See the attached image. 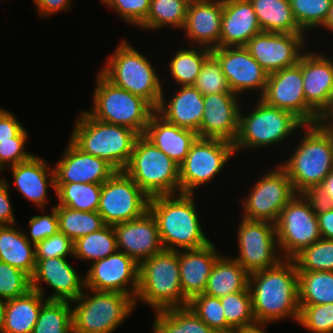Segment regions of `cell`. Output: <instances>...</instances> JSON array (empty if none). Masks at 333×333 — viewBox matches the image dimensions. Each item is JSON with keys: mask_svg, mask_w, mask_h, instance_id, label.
<instances>
[{"mask_svg": "<svg viewBox=\"0 0 333 333\" xmlns=\"http://www.w3.org/2000/svg\"><path fill=\"white\" fill-rule=\"evenodd\" d=\"M50 211V214L34 215L30 218L28 223L30 237L26 233L25 236L32 244L36 245L59 231L58 216L54 205Z\"/></svg>", "mask_w": 333, "mask_h": 333, "instance_id": "obj_53", "label": "cell"}, {"mask_svg": "<svg viewBox=\"0 0 333 333\" xmlns=\"http://www.w3.org/2000/svg\"><path fill=\"white\" fill-rule=\"evenodd\" d=\"M221 255L213 242L201 248L178 251L180 284L188 301L204 293L212 268Z\"/></svg>", "mask_w": 333, "mask_h": 333, "instance_id": "obj_27", "label": "cell"}, {"mask_svg": "<svg viewBox=\"0 0 333 333\" xmlns=\"http://www.w3.org/2000/svg\"><path fill=\"white\" fill-rule=\"evenodd\" d=\"M301 194L308 201L316 215L333 209V200L324 192L321 185L310 186Z\"/></svg>", "mask_w": 333, "mask_h": 333, "instance_id": "obj_54", "label": "cell"}, {"mask_svg": "<svg viewBox=\"0 0 333 333\" xmlns=\"http://www.w3.org/2000/svg\"><path fill=\"white\" fill-rule=\"evenodd\" d=\"M31 278L23 271L0 261V297L6 300L26 294Z\"/></svg>", "mask_w": 333, "mask_h": 333, "instance_id": "obj_49", "label": "cell"}, {"mask_svg": "<svg viewBox=\"0 0 333 333\" xmlns=\"http://www.w3.org/2000/svg\"><path fill=\"white\" fill-rule=\"evenodd\" d=\"M195 197L177 193L149 198L148 210L156 219L164 250L197 249L211 242L203 232Z\"/></svg>", "mask_w": 333, "mask_h": 333, "instance_id": "obj_2", "label": "cell"}, {"mask_svg": "<svg viewBox=\"0 0 333 333\" xmlns=\"http://www.w3.org/2000/svg\"><path fill=\"white\" fill-rule=\"evenodd\" d=\"M211 54L220 63L233 93L242 96L243 92L258 90L259 97L263 94L269 74L244 46L217 47Z\"/></svg>", "mask_w": 333, "mask_h": 333, "instance_id": "obj_19", "label": "cell"}, {"mask_svg": "<svg viewBox=\"0 0 333 333\" xmlns=\"http://www.w3.org/2000/svg\"><path fill=\"white\" fill-rule=\"evenodd\" d=\"M58 206L79 211H98L102 184L69 183L55 184Z\"/></svg>", "mask_w": 333, "mask_h": 333, "instance_id": "obj_41", "label": "cell"}, {"mask_svg": "<svg viewBox=\"0 0 333 333\" xmlns=\"http://www.w3.org/2000/svg\"><path fill=\"white\" fill-rule=\"evenodd\" d=\"M226 322L235 330L257 326L252 311V295L249 286L244 291L220 298Z\"/></svg>", "mask_w": 333, "mask_h": 333, "instance_id": "obj_43", "label": "cell"}, {"mask_svg": "<svg viewBox=\"0 0 333 333\" xmlns=\"http://www.w3.org/2000/svg\"><path fill=\"white\" fill-rule=\"evenodd\" d=\"M321 187L324 189V192L328 194L333 200V169L325 177L324 181L321 183Z\"/></svg>", "mask_w": 333, "mask_h": 333, "instance_id": "obj_60", "label": "cell"}, {"mask_svg": "<svg viewBox=\"0 0 333 333\" xmlns=\"http://www.w3.org/2000/svg\"><path fill=\"white\" fill-rule=\"evenodd\" d=\"M249 286V273L234 259L224 254L215 262L204 294L224 297Z\"/></svg>", "mask_w": 333, "mask_h": 333, "instance_id": "obj_32", "label": "cell"}, {"mask_svg": "<svg viewBox=\"0 0 333 333\" xmlns=\"http://www.w3.org/2000/svg\"><path fill=\"white\" fill-rule=\"evenodd\" d=\"M164 90L156 112L167 122L192 130L199 137V127L204 112V96L194 86H179L167 102Z\"/></svg>", "mask_w": 333, "mask_h": 333, "instance_id": "obj_29", "label": "cell"}, {"mask_svg": "<svg viewBox=\"0 0 333 333\" xmlns=\"http://www.w3.org/2000/svg\"><path fill=\"white\" fill-rule=\"evenodd\" d=\"M320 127H322L328 133L333 145V126H320Z\"/></svg>", "mask_w": 333, "mask_h": 333, "instance_id": "obj_64", "label": "cell"}, {"mask_svg": "<svg viewBox=\"0 0 333 333\" xmlns=\"http://www.w3.org/2000/svg\"><path fill=\"white\" fill-rule=\"evenodd\" d=\"M305 52L298 65L302 69L306 103L319 115L333 91V60L322 52Z\"/></svg>", "mask_w": 333, "mask_h": 333, "instance_id": "obj_25", "label": "cell"}, {"mask_svg": "<svg viewBox=\"0 0 333 333\" xmlns=\"http://www.w3.org/2000/svg\"><path fill=\"white\" fill-rule=\"evenodd\" d=\"M305 42H307L305 33L261 31L253 36L244 47L270 74L297 65L304 53L302 52L304 46L307 45Z\"/></svg>", "mask_w": 333, "mask_h": 333, "instance_id": "obj_16", "label": "cell"}, {"mask_svg": "<svg viewBox=\"0 0 333 333\" xmlns=\"http://www.w3.org/2000/svg\"><path fill=\"white\" fill-rule=\"evenodd\" d=\"M72 130L69 140L78 149L106 161L116 171L124 170L140 136L130 128L98 121L86 110L78 115Z\"/></svg>", "mask_w": 333, "mask_h": 333, "instance_id": "obj_3", "label": "cell"}, {"mask_svg": "<svg viewBox=\"0 0 333 333\" xmlns=\"http://www.w3.org/2000/svg\"><path fill=\"white\" fill-rule=\"evenodd\" d=\"M43 159L33 155L29 160L11 166L15 188L22 196L34 203L43 212L46 208L48 188H55L54 169Z\"/></svg>", "mask_w": 333, "mask_h": 333, "instance_id": "obj_26", "label": "cell"}, {"mask_svg": "<svg viewBox=\"0 0 333 333\" xmlns=\"http://www.w3.org/2000/svg\"><path fill=\"white\" fill-rule=\"evenodd\" d=\"M275 230L284 259H292L321 239L317 215L302 194H296L280 211Z\"/></svg>", "mask_w": 333, "mask_h": 333, "instance_id": "obj_12", "label": "cell"}, {"mask_svg": "<svg viewBox=\"0 0 333 333\" xmlns=\"http://www.w3.org/2000/svg\"><path fill=\"white\" fill-rule=\"evenodd\" d=\"M93 91V108L86 112L98 121L120 125L143 135L156 109L144 98L117 87L100 72Z\"/></svg>", "mask_w": 333, "mask_h": 333, "instance_id": "obj_7", "label": "cell"}, {"mask_svg": "<svg viewBox=\"0 0 333 333\" xmlns=\"http://www.w3.org/2000/svg\"><path fill=\"white\" fill-rule=\"evenodd\" d=\"M152 333H218L188 306L155 311Z\"/></svg>", "mask_w": 333, "mask_h": 333, "instance_id": "obj_35", "label": "cell"}, {"mask_svg": "<svg viewBox=\"0 0 333 333\" xmlns=\"http://www.w3.org/2000/svg\"><path fill=\"white\" fill-rule=\"evenodd\" d=\"M233 155V143L198 137L179 166L180 193L194 194L197 187L212 182Z\"/></svg>", "mask_w": 333, "mask_h": 333, "instance_id": "obj_11", "label": "cell"}, {"mask_svg": "<svg viewBox=\"0 0 333 333\" xmlns=\"http://www.w3.org/2000/svg\"><path fill=\"white\" fill-rule=\"evenodd\" d=\"M54 207L58 216L59 232L64 233L73 242L106 225L97 211H79L57 204Z\"/></svg>", "mask_w": 333, "mask_h": 333, "instance_id": "obj_40", "label": "cell"}, {"mask_svg": "<svg viewBox=\"0 0 333 333\" xmlns=\"http://www.w3.org/2000/svg\"><path fill=\"white\" fill-rule=\"evenodd\" d=\"M118 251L115 230L112 225L77 239L73 244V257L81 261H94Z\"/></svg>", "mask_w": 333, "mask_h": 333, "instance_id": "obj_37", "label": "cell"}, {"mask_svg": "<svg viewBox=\"0 0 333 333\" xmlns=\"http://www.w3.org/2000/svg\"><path fill=\"white\" fill-rule=\"evenodd\" d=\"M222 13L223 0H190L182 30L192 46L220 47Z\"/></svg>", "mask_w": 333, "mask_h": 333, "instance_id": "obj_24", "label": "cell"}, {"mask_svg": "<svg viewBox=\"0 0 333 333\" xmlns=\"http://www.w3.org/2000/svg\"><path fill=\"white\" fill-rule=\"evenodd\" d=\"M323 27L325 29L327 28L328 31L330 30L331 32H333V1L331 3V7L329 9V13Z\"/></svg>", "mask_w": 333, "mask_h": 333, "instance_id": "obj_63", "label": "cell"}, {"mask_svg": "<svg viewBox=\"0 0 333 333\" xmlns=\"http://www.w3.org/2000/svg\"><path fill=\"white\" fill-rule=\"evenodd\" d=\"M267 328V325H257L251 328L237 330L233 333H267L264 329Z\"/></svg>", "mask_w": 333, "mask_h": 333, "instance_id": "obj_62", "label": "cell"}, {"mask_svg": "<svg viewBox=\"0 0 333 333\" xmlns=\"http://www.w3.org/2000/svg\"><path fill=\"white\" fill-rule=\"evenodd\" d=\"M238 226V256L233 257L249 274L277 265L280 253L275 224L241 219Z\"/></svg>", "mask_w": 333, "mask_h": 333, "instance_id": "obj_15", "label": "cell"}, {"mask_svg": "<svg viewBox=\"0 0 333 333\" xmlns=\"http://www.w3.org/2000/svg\"><path fill=\"white\" fill-rule=\"evenodd\" d=\"M203 96L220 93H233L222 72L218 60L211 54L203 63L194 85Z\"/></svg>", "mask_w": 333, "mask_h": 333, "instance_id": "obj_47", "label": "cell"}, {"mask_svg": "<svg viewBox=\"0 0 333 333\" xmlns=\"http://www.w3.org/2000/svg\"><path fill=\"white\" fill-rule=\"evenodd\" d=\"M302 128V141L288 160L280 164L296 194L321 185L333 169V145L328 133L316 123L304 124Z\"/></svg>", "mask_w": 333, "mask_h": 333, "instance_id": "obj_5", "label": "cell"}, {"mask_svg": "<svg viewBox=\"0 0 333 333\" xmlns=\"http://www.w3.org/2000/svg\"><path fill=\"white\" fill-rule=\"evenodd\" d=\"M7 300L0 297V333H2L5 324V310Z\"/></svg>", "mask_w": 333, "mask_h": 333, "instance_id": "obj_61", "label": "cell"}, {"mask_svg": "<svg viewBox=\"0 0 333 333\" xmlns=\"http://www.w3.org/2000/svg\"><path fill=\"white\" fill-rule=\"evenodd\" d=\"M107 1H108V0H101V2L104 3V4H105Z\"/></svg>", "mask_w": 333, "mask_h": 333, "instance_id": "obj_65", "label": "cell"}, {"mask_svg": "<svg viewBox=\"0 0 333 333\" xmlns=\"http://www.w3.org/2000/svg\"><path fill=\"white\" fill-rule=\"evenodd\" d=\"M316 124L319 126H333V91L327 106L318 115Z\"/></svg>", "mask_w": 333, "mask_h": 333, "instance_id": "obj_59", "label": "cell"}, {"mask_svg": "<svg viewBox=\"0 0 333 333\" xmlns=\"http://www.w3.org/2000/svg\"><path fill=\"white\" fill-rule=\"evenodd\" d=\"M73 244L69 237L58 231L35 245V259L73 256Z\"/></svg>", "mask_w": 333, "mask_h": 333, "instance_id": "obj_52", "label": "cell"}, {"mask_svg": "<svg viewBox=\"0 0 333 333\" xmlns=\"http://www.w3.org/2000/svg\"><path fill=\"white\" fill-rule=\"evenodd\" d=\"M104 5L116 11L129 25L138 27L148 15L150 0H108Z\"/></svg>", "mask_w": 333, "mask_h": 333, "instance_id": "obj_51", "label": "cell"}, {"mask_svg": "<svg viewBox=\"0 0 333 333\" xmlns=\"http://www.w3.org/2000/svg\"><path fill=\"white\" fill-rule=\"evenodd\" d=\"M113 228L118 251L124 252L138 264L164 250L156 219L149 210L137 219L117 223Z\"/></svg>", "mask_w": 333, "mask_h": 333, "instance_id": "obj_22", "label": "cell"}, {"mask_svg": "<svg viewBox=\"0 0 333 333\" xmlns=\"http://www.w3.org/2000/svg\"><path fill=\"white\" fill-rule=\"evenodd\" d=\"M252 311L257 325L291 319L298 322V271L292 259L249 274Z\"/></svg>", "mask_w": 333, "mask_h": 333, "instance_id": "obj_1", "label": "cell"}, {"mask_svg": "<svg viewBox=\"0 0 333 333\" xmlns=\"http://www.w3.org/2000/svg\"><path fill=\"white\" fill-rule=\"evenodd\" d=\"M92 293L89 295L85 290ZM73 330L77 333H112L135 309L134 299L126 294L85 288L71 301Z\"/></svg>", "mask_w": 333, "mask_h": 333, "instance_id": "obj_10", "label": "cell"}, {"mask_svg": "<svg viewBox=\"0 0 333 333\" xmlns=\"http://www.w3.org/2000/svg\"><path fill=\"white\" fill-rule=\"evenodd\" d=\"M134 301L135 306L145 302L154 311L187 306L180 284L178 251L163 250L139 263Z\"/></svg>", "mask_w": 333, "mask_h": 333, "instance_id": "obj_4", "label": "cell"}, {"mask_svg": "<svg viewBox=\"0 0 333 333\" xmlns=\"http://www.w3.org/2000/svg\"><path fill=\"white\" fill-rule=\"evenodd\" d=\"M299 307L297 324L313 333H333V303Z\"/></svg>", "mask_w": 333, "mask_h": 333, "instance_id": "obj_48", "label": "cell"}, {"mask_svg": "<svg viewBox=\"0 0 333 333\" xmlns=\"http://www.w3.org/2000/svg\"><path fill=\"white\" fill-rule=\"evenodd\" d=\"M319 231L322 239L333 240V209L317 214Z\"/></svg>", "mask_w": 333, "mask_h": 333, "instance_id": "obj_58", "label": "cell"}, {"mask_svg": "<svg viewBox=\"0 0 333 333\" xmlns=\"http://www.w3.org/2000/svg\"><path fill=\"white\" fill-rule=\"evenodd\" d=\"M239 98L235 93L205 95L199 138L221 139L234 143L239 130Z\"/></svg>", "mask_w": 333, "mask_h": 333, "instance_id": "obj_21", "label": "cell"}, {"mask_svg": "<svg viewBox=\"0 0 333 333\" xmlns=\"http://www.w3.org/2000/svg\"><path fill=\"white\" fill-rule=\"evenodd\" d=\"M259 98L271 106L292 112L304 124L316 123L318 114L306 103L302 69L298 64L270 73Z\"/></svg>", "mask_w": 333, "mask_h": 333, "instance_id": "obj_17", "label": "cell"}, {"mask_svg": "<svg viewBox=\"0 0 333 333\" xmlns=\"http://www.w3.org/2000/svg\"><path fill=\"white\" fill-rule=\"evenodd\" d=\"M29 135L24 128L15 138L0 141V168L1 170L29 160L33 154L25 151Z\"/></svg>", "mask_w": 333, "mask_h": 333, "instance_id": "obj_50", "label": "cell"}, {"mask_svg": "<svg viewBox=\"0 0 333 333\" xmlns=\"http://www.w3.org/2000/svg\"><path fill=\"white\" fill-rule=\"evenodd\" d=\"M72 331L71 303L47 300L41 307L32 333H71Z\"/></svg>", "mask_w": 333, "mask_h": 333, "instance_id": "obj_42", "label": "cell"}, {"mask_svg": "<svg viewBox=\"0 0 333 333\" xmlns=\"http://www.w3.org/2000/svg\"><path fill=\"white\" fill-rule=\"evenodd\" d=\"M16 225L0 226V261L7 263L32 277L35 267V245Z\"/></svg>", "mask_w": 333, "mask_h": 333, "instance_id": "obj_31", "label": "cell"}, {"mask_svg": "<svg viewBox=\"0 0 333 333\" xmlns=\"http://www.w3.org/2000/svg\"><path fill=\"white\" fill-rule=\"evenodd\" d=\"M299 305L333 303V271H298Z\"/></svg>", "mask_w": 333, "mask_h": 333, "instance_id": "obj_36", "label": "cell"}, {"mask_svg": "<svg viewBox=\"0 0 333 333\" xmlns=\"http://www.w3.org/2000/svg\"><path fill=\"white\" fill-rule=\"evenodd\" d=\"M190 0H150L146 19L138 26L145 30L163 27L183 29Z\"/></svg>", "mask_w": 333, "mask_h": 333, "instance_id": "obj_38", "label": "cell"}, {"mask_svg": "<svg viewBox=\"0 0 333 333\" xmlns=\"http://www.w3.org/2000/svg\"><path fill=\"white\" fill-rule=\"evenodd\" d=\"M297 271H333V240L319 239L293 258Z\"/></svg>", "mask_w": 333, "mask_h": 333, "instance_id": "obj_44", "label": "cell"}, {"mask_svg": "<svg viewBox=\"0 0 333 333\" xmlns=\"http://www.w3.org/2000/svg\"><path fill=\"white\" fill-rule=\"evenodd\" d=\"M253 111L239 112V130L233 143L235 154L241 149H261L283 142L304 123L292 112L271 106L257 97Z\"/></svg>", "mask_w": 333, "mask_h": 333, "instance_id": "obj_8", "label": "cell"}, {"mask_svg": "<svg viewBox=\"0 0 333 333\" xmlns=\"http://www.w3.org/2000/svg\"><path fill=\"white\" fill-rule=\"evenodd\" d=\"M187 306L211 329L218 333H233L235 330L226 322L220 298L206 294L192 297Z\"/></svg>", "mask_w": 333, "mask_h": 333, "instance_id": "obj_45", "label": "cell"}, {"mask_svg": "<svg viewBox=\"0 0 333 333\" xmlns=\"http://www.w3.org/2000/svg\"><path fill=\"white\" fill-rule=\"evenodd\" d=\"M190 47L191 49H179L169 61L171 78L178 86H193L203 63L211 55L209 48L192 45Z\"/></svg>", "mask_w": 333, "mask_h": 333, "instance_id": "obj_39", "label": "cell"}, {"mask_svg": "<svg viewBox=\"0 0 333 333\" xmlns=\"http://www.w3.org/2000/svg\"><path fill=\"white\" fill-rule=\"evenodd\" d=\"M60 160L53 167L55 184H102L116 170L106 161L82 152L70 140Z\"/></svg>", "mask_w": 333, "mask_h": 333, "instance_id": "obj_23", "label": "cell"}, {"mask_svg": "<svg viewBox=\"0 0 333 333\" xmlns=\"http://www.w3.org/2000/svg\"><path fill=\"white\" fill-rule=\"evenodd\" d=\"M99 72L115 86L144 98L155 109L158 108L164 86L161 77H158L152 62L130 42L123 39Z\"/></svg>", "mask_w": 333, "mask_h": 333, "instance_id": "obj_6", "label": "cell"}, {"mask_svg": "<svg viewBox=\"0 0 333 333\" xmlns=\"http://www.w3.org/2000/svg\"><path fill=\"white\" fill-rule=\"evenodd\" d=\"M333 0H289L295 21L306 31L323 26Z\"/></svg>", "mask_w": 333, "mask_h": 333, "instance_id": "obj_46", "label": "cell"}, {"mask_svg": "<svg viewBox=\"0 0 333 333\" xmlns=\"http://www.w3.org/2000/svg\"><path fill=\"white\" fill-rule=\"evenodd\" d=\"M9 188L8 180L4 176L0 178V226L17 224L9 196Z\"/></svg>", "mask_w": 333, "mask_h": 333, "instance_id": "obj_55", "label": "cell"}, {"mask_svg": "<svg viewBox=\"0 0 333 333\" xmlns=\"http://www.w3.org/2000/svg\"><path fill=\"white\" fill-rule=\"evenodd\" d=\"M149 197L124 172L116 171L102 183L98 213L106 225L141 217L148 211Z\"/></svg>", "mask_w": 333, "mask_h": 333, "instance_id": "obj_14", "label": "cell"}, {"mask_svg": "<svg viewBox=\"0 0 333 333\" xmlns=\"http://www.w3.org/2000/svg\"><path fill=\"white\" fill-rule=\"evenodd\" d=\"M273 168L258 178L242 201V218L275 224L280 211L296 195L286 171L280 165Z\"/></svg>", "mask_w": 333, "mask_h": 333, "instance_id": "obj_13", "label": "cell"}, {"mask_svg": "<svg viewBox=\"0 0 333 333\" xmlns=\"http://www.w3.org/2000/svg\"><path fill=\"white\" fill-rule=\"evenodd\" d=\"M123 171L149 198L180 193L179 166L143 135Z\"/></svg>", "mask_w": 333, "mask_h": 333, "instance_id": "obj_9", "label": "cell"}, {"mask_svg": "<svg viewBox=\"0 0 333 333\" xmlns=\"http://www.w3.org/2000/svg\"><path fill=\"white\" fill-rule=\"evenodd\" d=\"M262 31L304 33L294 19L289 0H249Z\"/></svg>", "mask_w": 333, "mask_h": 333, "instance_id": "obj_34", "label": "cell"}, {"mask_svg": "<svg viewBox=\"0 0 333 333\" xmlns=\"http://www.w3.org/2000/svg\"><path fill=\"white\" fill-rule=\"evenodd\" d=\"M91 264L84 276L85 288L119 292L135 299L138 291L139 264L133 258L117 251Z\"/></svg>", "mask_w": 333, "mask_h": 333, "instance_id": "obj_18", "label": "cell"}, {"mask_svg": "<svg viewBox=\"0 0 333 333\" xmlns=\"http://www.w3.org/2000/svg\"><path fill=\"white\" fill-rule=\"evenodd\" d=\"M24 128L11 111L0 108V141L15 138Z\"/></svg>", "mask_w": 333, "mask_h": 333, "instance_id": "obj_56", "label": "cell"}, {"mask_svg": "<svg viewBox=\"0 0 333 333\" xmlns=\"http://www.w3.org/2000/svg\"><path fill=\"white\" fill-rule=\"evenodd\" d=\"M46 301V298L33 289L22 296L8 299L2 333H32Z\"/></svg>", "mask_w": 333, "mask_h": 333, "instance_id": "obj_33", "label": "cell"}, {"mask_svg": "<svg viewBox=\"0 0 333 333\" xmlns=\"http://www.w3.org/2000/svg\"><path fill=\"white\" fill-rule=\"evenodd\" d=\"M143 136L178 166L183 163L198 138L196 132L167 122L157 112L151 116Z\"/></svg>", "mask_w": 333, "mask_h": 333, "instance_id": "obj_30", "label": "cell"}, {"mask_svg": "<svg viewBox=\"0 0 333 333\" xmlns=\"http://www.w3.org/2000/svg\"><path fill=\"white\" fill-rule=\"evenodd\" d=\"M72 2L71 0H33L37 13L44 18L60 11L69 10Z\"/></svg>", "mask_w": 333, "mask_h": 333, "instance_id": "obj_57", "label": "cell"}, {"mask_svg": "<svg viewBox=\"0 0 333 333\" xmlns=\"http://www.w3.org/2000/svg\"><path fill=\"white\" fill-rule=\"evenodd\" d=\"M66 258L36 259L35 271L31 277V289L45 298L46 292L40 286L45 282L54 290L51 295L46 296L47 300L69 302L76 300L85 289V277L78 275Z\"/></svg>", "mask_w": 333, "mask_h": 333, "instance_id": "obj_20", "label": "cell"}, {"mask_svg": "<svg viewBox=\"0 0 333 333\" xmlns=\"http://www.w3.org/2000/svg\"><path fill=\"white\" fill-rule=\"evenodd\" d=\"M261 31L249 0H223L220 47L245 46Z\"/></svg>", "mask_w": 333, "mask_h": 333, "instance_id": "obj_28", "label": "cell"}]
</instances>
